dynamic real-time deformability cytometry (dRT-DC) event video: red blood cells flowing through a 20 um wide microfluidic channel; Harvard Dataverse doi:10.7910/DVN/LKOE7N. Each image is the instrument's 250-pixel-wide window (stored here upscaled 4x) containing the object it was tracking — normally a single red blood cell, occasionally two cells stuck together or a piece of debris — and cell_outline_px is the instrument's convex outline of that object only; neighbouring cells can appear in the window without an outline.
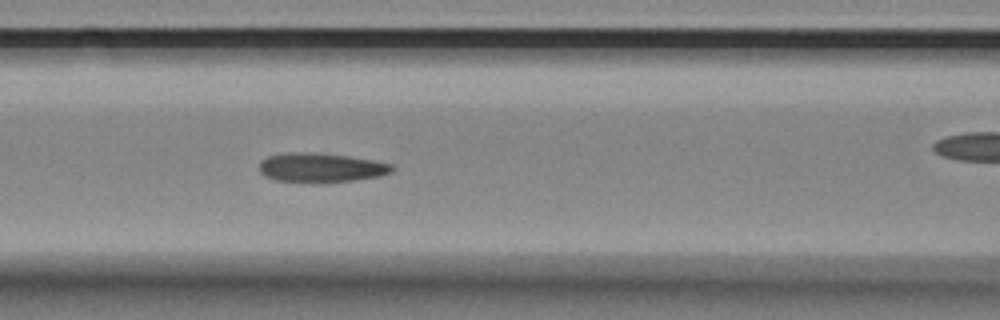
{"species": "Egyptian fruit bat (a non-hibernating species)", "species_latin": "Rousettus aegyptiacus", "temperature_condition": "room temperature", "stored_images_in_passage": 14, "camera_frame_rate_fps": 3000, "um_per_image_px": 0.085, "animal": {"sex": "female"}, "frame": {"image": 1, "passage_image": 7, "time_ms": 2.0, "image_size_px": [1000, 320], "cell_outline_px": [[396, 168], [392, 172], [380, 176], [352, 180], [276, 180], [264, 176], [260, 172], [260, 160], [268, 156], [288, 152], [300, 152], [348, 156], [372, 160], [392, 164]], "centroid_in_image_um": [27.29, 14.21], "position_along_channel_um": 139.3, "area_um2": 21.73}}
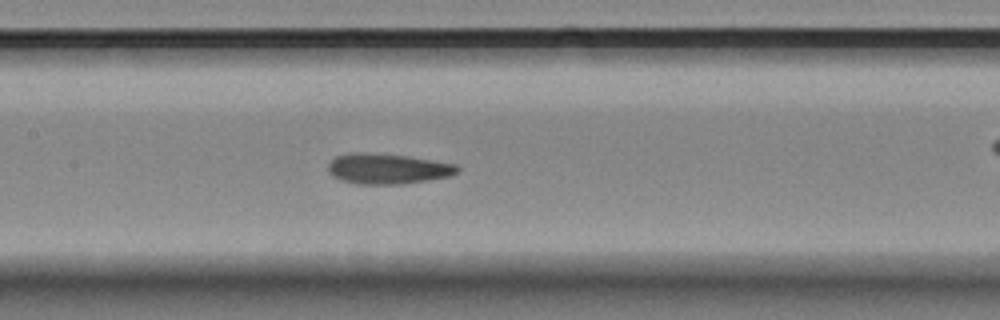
{"frame": {"image": 2, "passage_image": 10, "time_ms": 3.0, "image_size_px": [1000, 320], "cell_outline_px": [[460, 172], [452, 176], [404, 184], [356, 184], [332, 176], [328, 172], [328, 164], [336, 156], [348, 152], [360, 152], [408, 156], [456, 164], [460, 168]], "centroid_in_image_um": [32.97, 14.34], "position_along_channel_um": 174.4, "area_um2": 23.06}}